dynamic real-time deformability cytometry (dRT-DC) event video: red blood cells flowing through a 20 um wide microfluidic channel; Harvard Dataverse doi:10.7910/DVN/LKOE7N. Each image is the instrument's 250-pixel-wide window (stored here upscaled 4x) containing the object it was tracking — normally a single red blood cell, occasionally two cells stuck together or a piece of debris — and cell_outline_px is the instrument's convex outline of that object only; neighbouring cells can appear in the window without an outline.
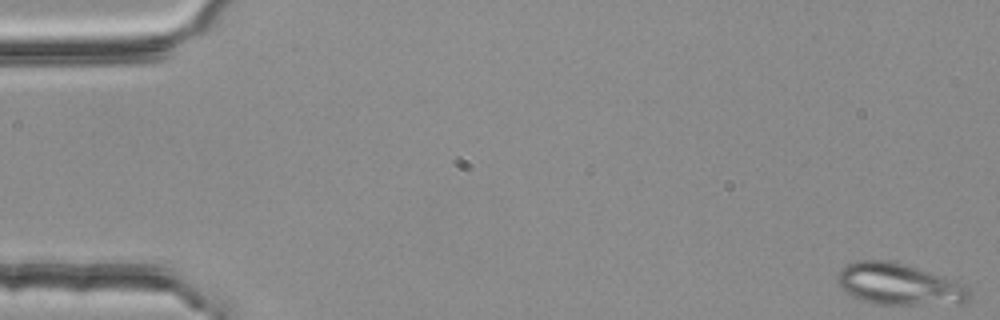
{"species": "common noctule bat (a hibernating species)", "species_latin": "Nyctalus noctula", "temperature_condition": "room temperature", "stored_images_in_passage": 5, "camera_frame_rate_fps": 3000, "um_per_image_px": 0.085, "animal": {"sex": "female", "body_mass_g": 25.1}, "frame": {"image": 1, "passage_image": 1, "time_ms": 0.0, "image_size_px": [1000, 320], "cell_outline_px": [[972, 296], [968, 300], [960, 304], [872, 304], [860, 300], [844, 292], [836, 284], [836, 276], [840, 268], [856, 260], [888, 260], [904, 264], [944, 276], [964, 284], [972, 292]], "centroid_in_image_um": [76.39, 24.17], "position_along_channel_um": 8.6, "area_um2": 32.48}}